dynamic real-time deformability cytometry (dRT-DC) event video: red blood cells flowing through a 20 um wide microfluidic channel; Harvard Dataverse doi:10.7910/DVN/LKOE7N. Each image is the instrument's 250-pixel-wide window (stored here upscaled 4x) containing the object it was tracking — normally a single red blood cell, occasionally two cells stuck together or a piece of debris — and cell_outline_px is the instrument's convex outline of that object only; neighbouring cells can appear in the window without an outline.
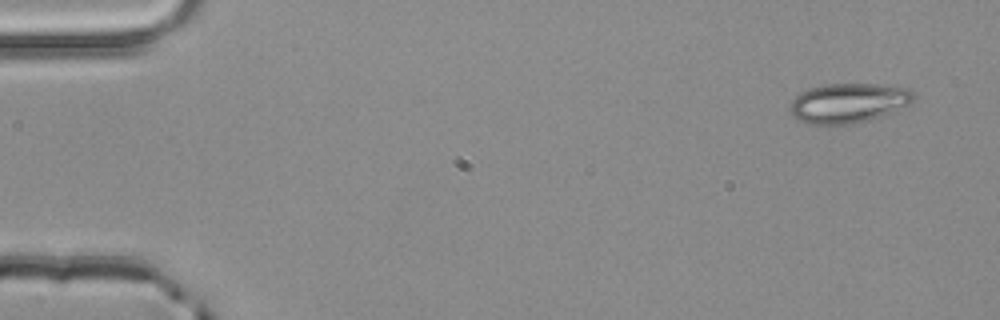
{"species": "common noctule bat (a hibernating species)", "species_latin": "Nyctalus noctula", "temperature_condition": "room temperature", "stored_images_in_passage": 4, "camera_frame_rate_fps": 3000, "um_per_image_px": 0.085, "animal": {"sex": "male", "body_mass_g": 20.4}, "frame": {"image": 1, "passage_image": 1, "time_ms": 0.0, "image_size_px": [1000, 320], "cell_outline_px": [[916, 96], [912, 104], [892, 112], [868, 120], [852, 124], [808, 124], [796, 120], [792, 116], [788, 108], [788, 104], [800, 92], [824, 84], [876, 84], [908, 88]], "centroid_in_image_um": [72.09, 8.76], "position_along_channel_um": 12.9, "area_um2": 28.84}}